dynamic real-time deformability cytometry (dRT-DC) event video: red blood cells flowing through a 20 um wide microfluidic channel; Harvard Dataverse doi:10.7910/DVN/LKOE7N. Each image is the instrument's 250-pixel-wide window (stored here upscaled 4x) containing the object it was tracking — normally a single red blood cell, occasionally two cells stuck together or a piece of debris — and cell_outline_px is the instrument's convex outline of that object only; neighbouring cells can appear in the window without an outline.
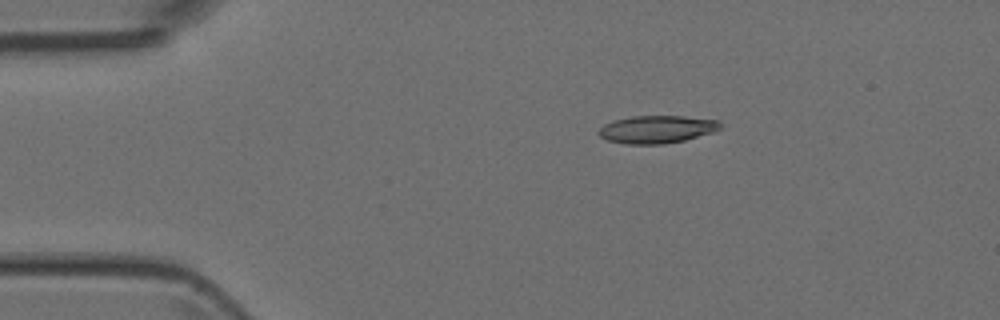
{"species": "Egyptian fruit bat (a non-hibernating species)", "species_latin": "Rousettus aegyptiacus", "temperature_condition": "room temperature", "stored_images_in_passage": 5, "camera_frame_rate_fps": 3000, "um_per_image_px": 0.085, "animal": {"sex": "female"}, "frame": {"image": 1, "passage_image": 3, "time_ms": 2.667, "image_size_px": [1000, 320], "cell_outline_px": [[720, 128], [712, 132], [684, 140], [664, 144], [624, 144], [608, 140], [600, 136], [596, 132], [604, 124], [612, 120], [632, 116], [684, 116], [720, 120]], "centroid_in_image_um": [55.8, 10.99], "position_along_channel_um": 29.2, "area_um2": 19.65}}
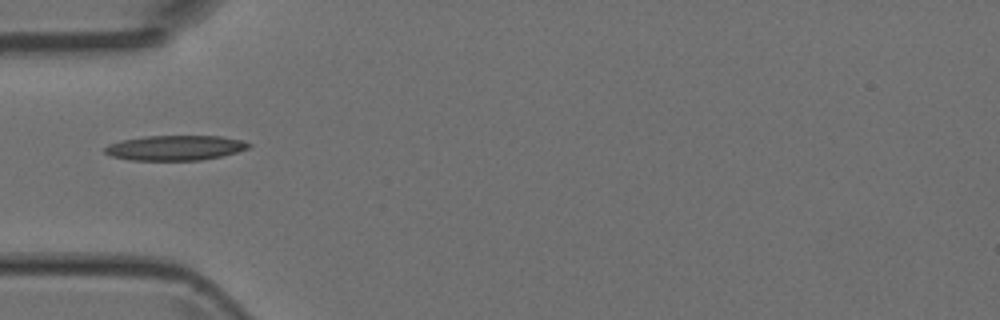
{"frame": {"image": 2, "passage_image": 5, "time_ms": 5.0, "image_size_px": [1000, 320], "cell_outline_px": [[252, 144], [248, 148], [236, 152], [220, 156], [200, 160], [128, 160], [112, 156], [104, 152], [104, 148], [108, 144], [120, 140], [144, 136], [220, 136], [240, 140]], "centroid_in_image_um": [14.84, 12.56], "position_along_channel_um": 70.2, "area_um2": 20.87}}